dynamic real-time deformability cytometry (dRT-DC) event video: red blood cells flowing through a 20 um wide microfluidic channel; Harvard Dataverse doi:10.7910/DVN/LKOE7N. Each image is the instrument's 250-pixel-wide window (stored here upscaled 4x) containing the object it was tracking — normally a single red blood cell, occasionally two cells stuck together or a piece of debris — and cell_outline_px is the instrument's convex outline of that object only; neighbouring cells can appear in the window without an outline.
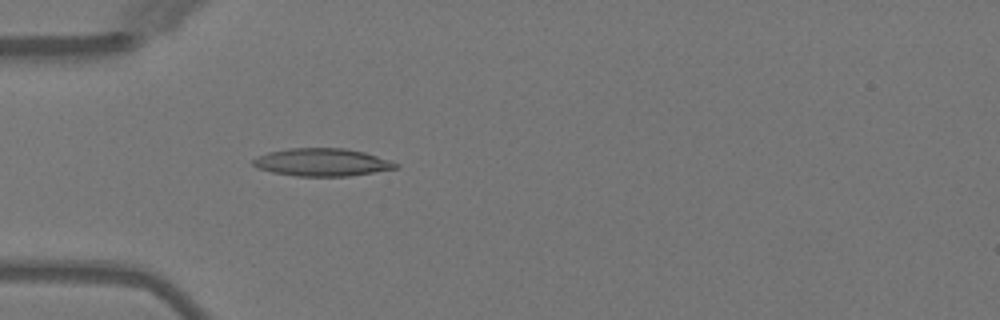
{"species": "Egyptian fruit bat (a non-hibernating species)", "species_latin": "Rousettus aegyptiacus", "temperature_condition": "warm", "stored_images_in_passage": 2, "camera_frame_rate_fps": 3000, "um_per_image_px": 0.085, "animal": {"sex": "female"}, "frame": {"image": 1, "passage_image": 2, "time_ms": 1.333, "image_size_px": [1000, 320], "cell_outline_px": [[400, 168], [348, 176], [296, 176], [272, 172], [256, 168], [252, 164], [252, 160], [256, 156], [268, 152], [288, 148], [344, 148], [364, 152], [400, 164]], "centroid_in_image_um": [27.34, 13.79], "position_along_channel_um": 57.7, "area_um2": 23.12}}